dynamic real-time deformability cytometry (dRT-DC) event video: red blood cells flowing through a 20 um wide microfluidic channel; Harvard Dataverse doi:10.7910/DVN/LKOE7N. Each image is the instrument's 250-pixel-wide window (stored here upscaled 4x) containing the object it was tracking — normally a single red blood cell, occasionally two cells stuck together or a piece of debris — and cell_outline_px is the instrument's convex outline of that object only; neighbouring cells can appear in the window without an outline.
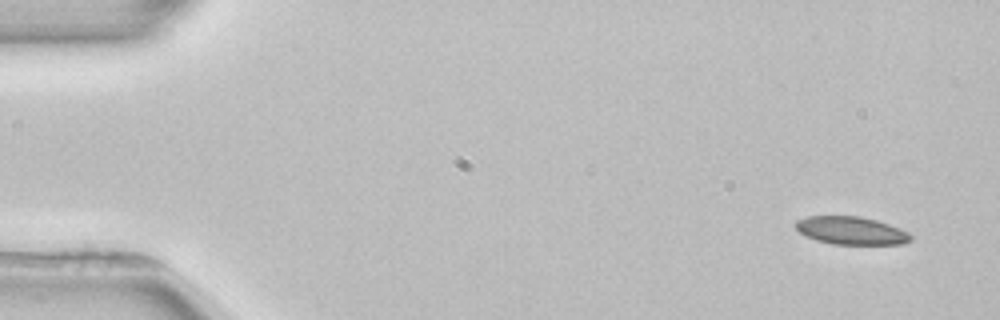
{"species": "common noctule bat (a hibernating species)", "species_latin": "Nyctalus noctula", "temperature_condition": "room temperature", "stored_images_in_passage": 5, "camera_frame_rate_fps": 3000, "um_per_image_px": 0.085, "animal": {"sex": "female", "body_mass_g": 22.7, "forearm_length_mm": 54.2}, "frame": {"image": 1, "passage_image": 1, "time_ms": 0.0, "image_size_px": [1000, 320], "cell_outline_px": [[912, 240], [904, 244], [832, 244], [816, 240], [800, 232], [792, 224], [796, 220], [808, 216], [860, 216], [876, 220], [900, 228], [908, 232], [912, 236]], "centroid_in_image_um": [72.35, 19.59], "position_along_channel_um": 12.7, "area_um2": 18.79}}
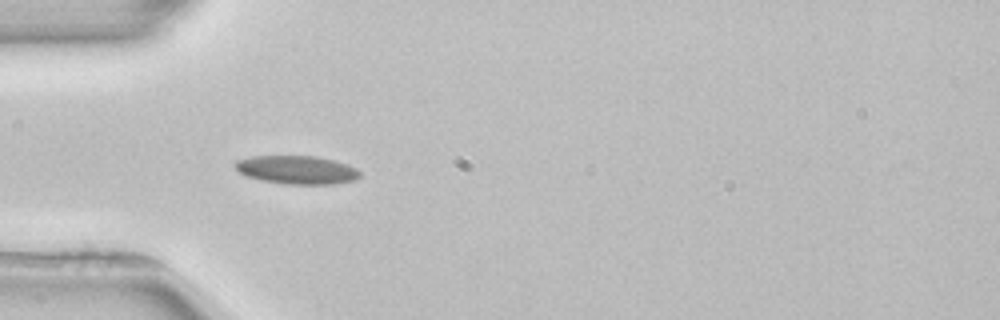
{"frame": {"image": 2, "passage_image": 4, "time_ms": 4.333, "image_size_px": [1000, 320], "cell_outline_px": [[360, 176], [356, 180], [336, 184], [284, 184], [264, 180], [248, 176], [240, 172], [232, 164], [236, 160], [252, 156], [316, 156], [348, 164], [356, 168], [360, 172]], "centroid_in_image_um": [25.25, 14.43], "position_along_channel_um": 59.7, "area_um2": 20.63}}